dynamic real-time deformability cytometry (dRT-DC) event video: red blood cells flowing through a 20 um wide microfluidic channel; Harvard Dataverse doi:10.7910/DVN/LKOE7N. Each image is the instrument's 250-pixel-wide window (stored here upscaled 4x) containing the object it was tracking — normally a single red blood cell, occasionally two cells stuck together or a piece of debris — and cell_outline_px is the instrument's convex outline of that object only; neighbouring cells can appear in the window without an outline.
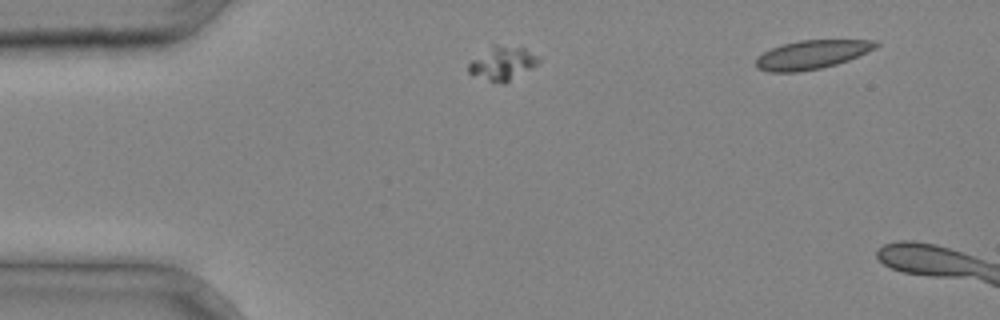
{"species": "common noctule bat (a hibernating species)", "species_latin": "Nyctalus noctula", "temperature_condition": "cold", "stored_images_in_passage": 2, "camera_frame_rate_fps": 3000, "um_per_image_px": 0.085, "animal": {"sex": "male", "body_mass_g": 20.4}, "frame": {"image": 1, "passage_image": 1, "time_ms": 0.0, "image_size_px": [1000, 320], "cell_outline_px": [[540, 60], [536, 64], [504, 84], [488, 80], [468, 72], [468, 64], [472, 60], [492, 44], [496, 44], [524, 48], [540, 56]], "centroid_in_image_um": [42.71, 5.35], "position_along_channel_um": 42.3, "area_um2": 13.47}}